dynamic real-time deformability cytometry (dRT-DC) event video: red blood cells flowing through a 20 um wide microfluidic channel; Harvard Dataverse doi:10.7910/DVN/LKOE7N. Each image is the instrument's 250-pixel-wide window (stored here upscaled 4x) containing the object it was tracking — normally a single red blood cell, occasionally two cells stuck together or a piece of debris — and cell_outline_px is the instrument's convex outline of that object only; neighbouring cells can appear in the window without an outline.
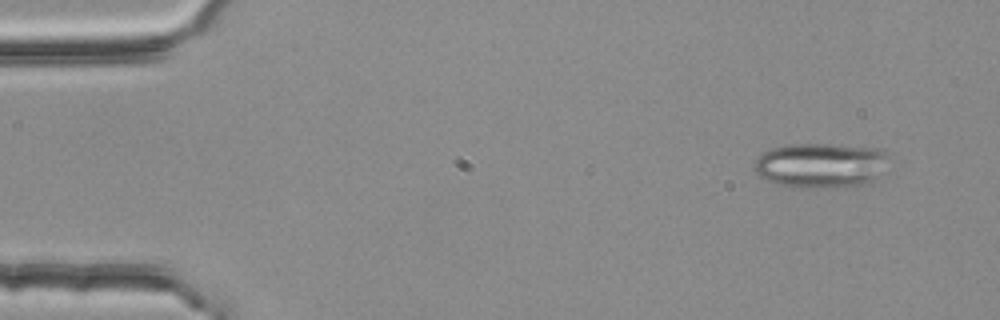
{"species": "common noctule bat (a hibernating species)", "species_latin": "Nyctalus noctula", "temperature_condition": "room temperature", "stored_images_in_passage": 5, "camera_frame_rate_fps": 3000, "um_per_image_px": 0.085, "animal": {"sex": "female", "body_mass_g": 25.1}, "frame": {"image": 1, "passage_image": 2, "time_ms": 0.333, "image_size_px": [1000, 320], "cell_outline_px": [[884, 156], [876, 176], [872, 184], [836, 188], [796, 188], [764, 180], [756, 172], [756, 160], [764, 152], [772, 148], [784, 144], [832, 144], [880, 148], [884, 152]], "centroid_in_image_um": [69.7, 14.07], "position_along_channel_um": 15.3, "area_um2": 34.97}}